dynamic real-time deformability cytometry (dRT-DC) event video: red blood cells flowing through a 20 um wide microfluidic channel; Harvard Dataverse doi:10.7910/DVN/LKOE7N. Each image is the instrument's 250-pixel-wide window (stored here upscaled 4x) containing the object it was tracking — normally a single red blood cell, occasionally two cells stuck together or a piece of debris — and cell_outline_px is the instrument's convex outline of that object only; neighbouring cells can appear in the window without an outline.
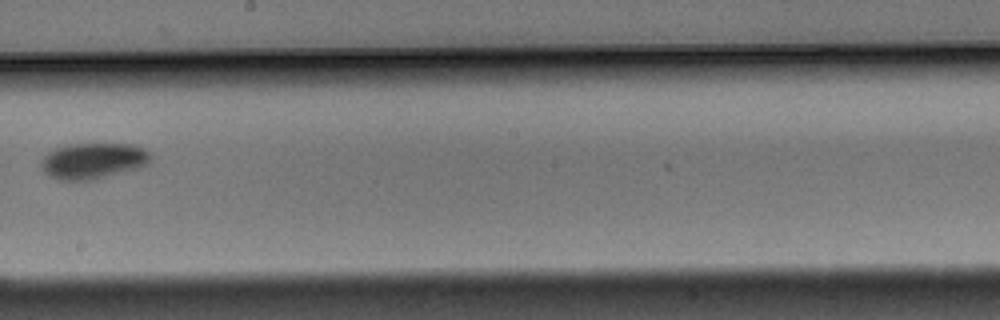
{"species": "Egyptian fruit bat (a non-hibernating species)", "species_latin": "Rousettus aegyptiacus", "temperature_condition": "warm", "stored_images_in_passage": 9, "camera_frame_rate_fps": 3000, "um_per_image_px": 0.085, "animal": {"sex": "male"}, "frame": {"image": 1, "passage_image": 7, "time_ms": 2.0, "image_size_px": [1000, 320], "cell_outline_px": [[152, 156], [148, 164], [140, 168], [92, 180], [60, 180], [48, 176], [40, 168], [40, 160], [52, 148], [72, 144], [136, 144], [144, 148]], "centroid_in_image_um": [7.9, 13.67], "position_along_channel_um": 240.3, "area_um2": 23.29}}
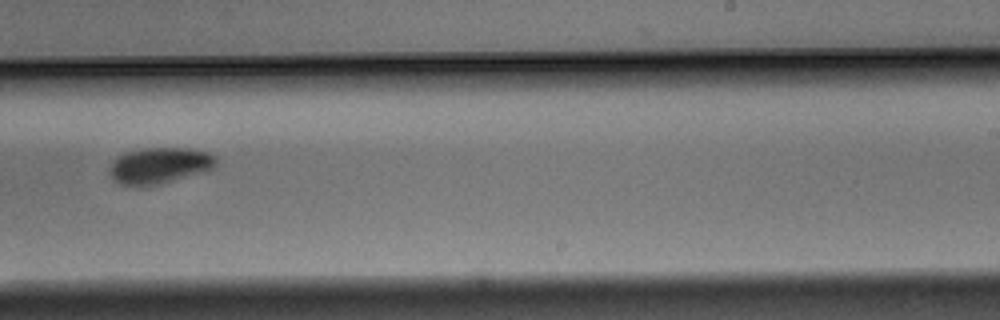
{"frame": {"image": 2, "passage_image": 8, "time_ms": 2.333, "image_size_px": [1000, 320], "cell_outline_px": [[216, 164], [212, 168], [200, 172], [156, 184], [136, 188], [120, 184], [112, 176], [112, 160], [124, 152], [140, 148], [188, 148], [208, 152], [216, 156]], "centroid_in_image_um": [13.53, 14.05], "position_along_channel_um": 275.5, "area_um2": 22.14}}
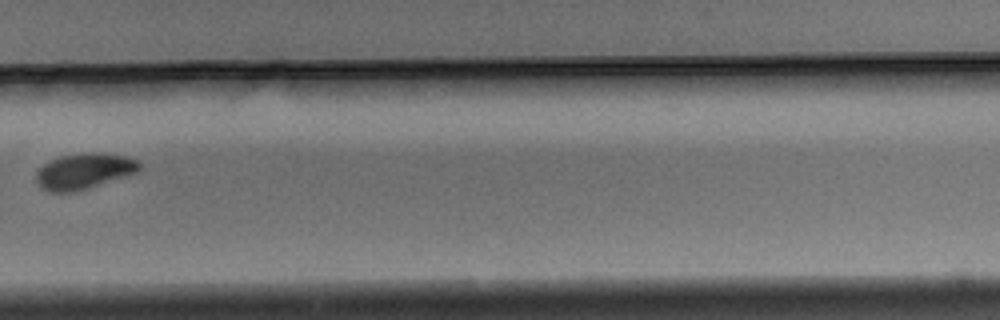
{"frame": {"image": 3, "passage_image": 9, "time_ms": 2.667, "image_size_px": [1000, 320], "cell_outline_px": [[140, 168], [136, 172], [88, 188], [72, 192], [48, 192], [36, 180], [36, 176], [40, 168], [44, 164], [60, 156], [92, 152], [100, 152], [128, 156], [140, 160]], "centroid_in_image_um": [7.18, 14.53], "position_along_channel_um": 322.6, "area_um2": 21.21}}